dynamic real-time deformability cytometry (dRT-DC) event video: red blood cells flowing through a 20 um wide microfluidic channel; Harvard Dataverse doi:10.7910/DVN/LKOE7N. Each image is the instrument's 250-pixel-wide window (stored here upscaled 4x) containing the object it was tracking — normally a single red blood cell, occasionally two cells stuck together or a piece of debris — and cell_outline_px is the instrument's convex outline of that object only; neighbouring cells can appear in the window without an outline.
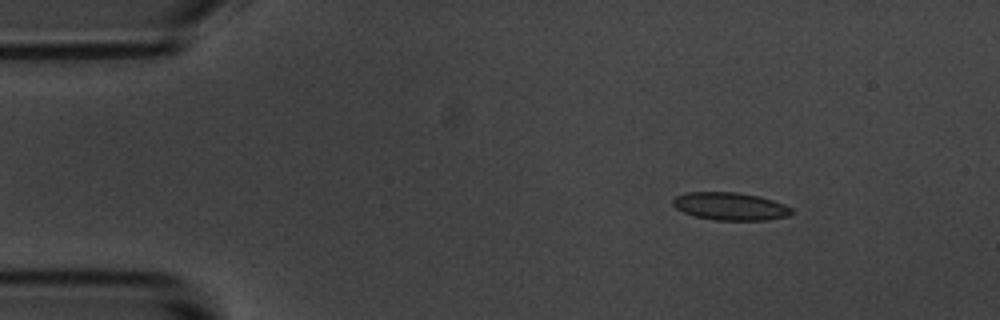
{"species": "common noctule bat (a hibernating species)", "species_latin": "Nyctalus noctula", "temperature_condition": "room temperature", "stored_images_in_passage": 5, "camera_frame_rate_fps": 3000, "um_per_image_px": 0.085, "animal": {"sex": "male", "body_mass_g": 20.1, "forearm_length_mm": 53.5}, "frame": {"image": 1, "passage_image": 1, "time_ms": 0.0, "image_size_px": [1000, 320], "cell_outline_px": [[792, 212], [788, 216], [768, 220], [716, 220], [696, 216], [684, 212], [676, 208], [672, 204], [672, 200], [676, 196], [688, 192], [736, 192], [760, 196], [784, 204], [792, 208]], "centroid_in_image_um": [62.08, 17.53], "position_along_channel_um": 22.9, "area_um2": 19.13}}
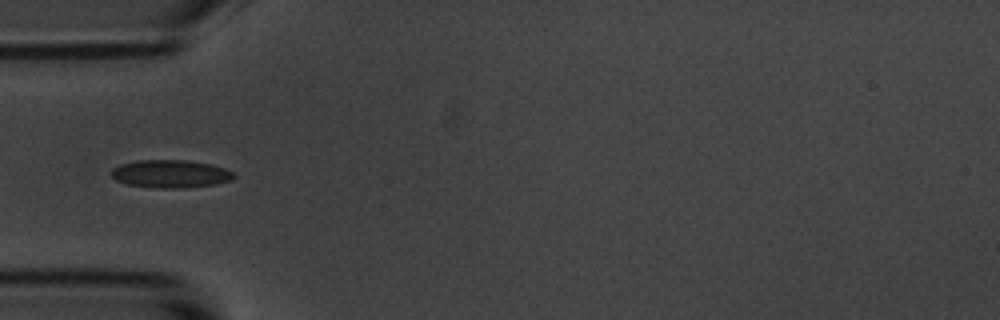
{"frame": {"image": 2, "passage_image": 4, "time_ms": 3.333, "image_size_px": [1000, 320], "cell_outline_px": [[236, 176], [232, 180], [216, 184], [184, 188], [160, 188], [128, 184], [116, 180], [112, 176], [112, 168], [120, 164], [136, 160], [188, 160], [212, 164], [224, 168], [232, 172]], "centroid_in_image_um": [14.52, 14.77], "position_along_channel_um": 70.5, "area_um2": 19.94}}